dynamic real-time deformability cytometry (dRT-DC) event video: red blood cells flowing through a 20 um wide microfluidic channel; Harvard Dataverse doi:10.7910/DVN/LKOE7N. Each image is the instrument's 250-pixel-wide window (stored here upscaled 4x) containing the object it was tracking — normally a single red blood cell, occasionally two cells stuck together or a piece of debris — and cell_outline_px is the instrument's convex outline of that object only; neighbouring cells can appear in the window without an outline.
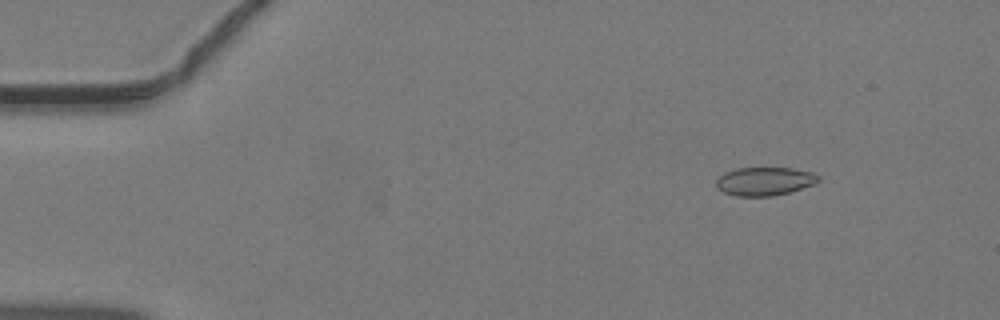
{"species": "common noctule bat (a hibernating species)", "species_latin": "Nyctalus noctula", "temperature_condition": "warm", "stored_images_in_passage": 46, "camera_frame_rate_fps": 3000, "um_per_image_px": 0.085, "animal": {"sex": "male", "body_mass_g": 19.2, "forearm_length_mm": 51.8}, "frame": {"image": 1, "passage_image": 6, "time_ms": 1.667, "image_size_px": [1000, 320], "cell_outline_px": [[820, 180], [812, 184], [788, 192], [772, 196], [736, 196], [724, 192], [716, 188], [716, 180], [724, 172], [736, 168], [792, 168], [812, 172], [820, 176]], "centroid_in_image_um": [64.96, 15.4], "position_along_channel_um": 20.0, "area_um2": 16.82}}
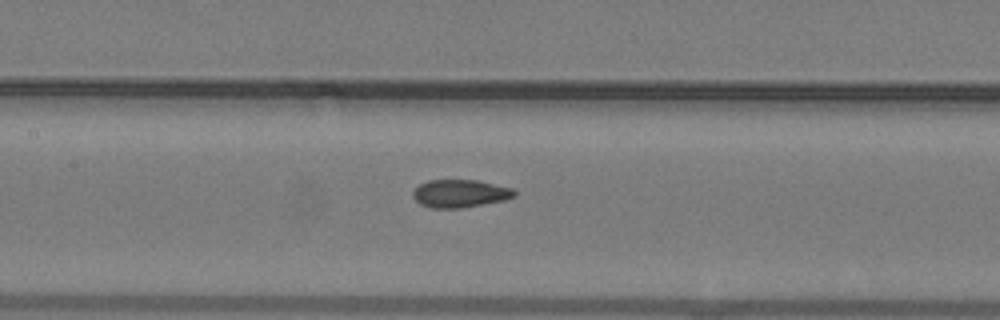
{"frame": {"image": 2, "passage_image": 22, "time_ms": 7.0, "image_size_px": [1000, 320], "cell_outline_px": [[516, 196], [504, 200], [460, 208], [432, 208], [420, 204], [412, 196], [412, 192], [420, 184], [428, 180], [476, 180], [512, 188], [516, 192]], "centroid_in_image_um": [39.09, 16.45], "position_along_channel_um": 168.3, "area_um2": 16.36}}
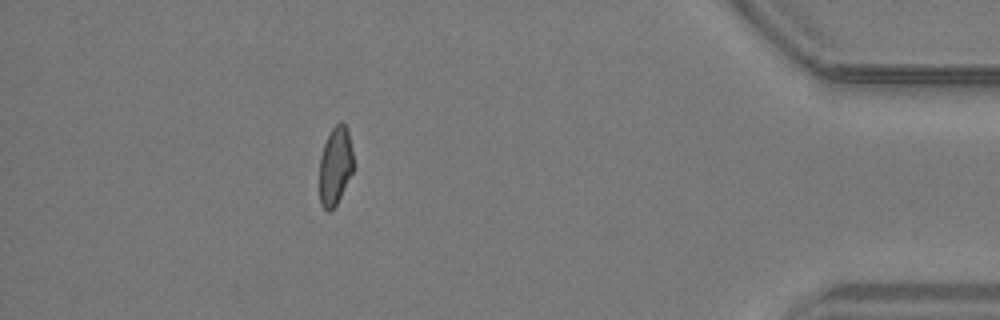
{"frame": {"image": 3, "passage_image": 41, "time_ms": 13.333, "image_size_px": [1000, 320], "cell_outline_px": [[356, 168], [336, 204], [328, 212], [320, 204], [320, 156], [324, 144], [332, 128], [340, 120], [348, 128]], "centroid_in_image_um": [28.54, 14.07], "position_along_channel_um": 406.7, "area_um2": 15.84}}